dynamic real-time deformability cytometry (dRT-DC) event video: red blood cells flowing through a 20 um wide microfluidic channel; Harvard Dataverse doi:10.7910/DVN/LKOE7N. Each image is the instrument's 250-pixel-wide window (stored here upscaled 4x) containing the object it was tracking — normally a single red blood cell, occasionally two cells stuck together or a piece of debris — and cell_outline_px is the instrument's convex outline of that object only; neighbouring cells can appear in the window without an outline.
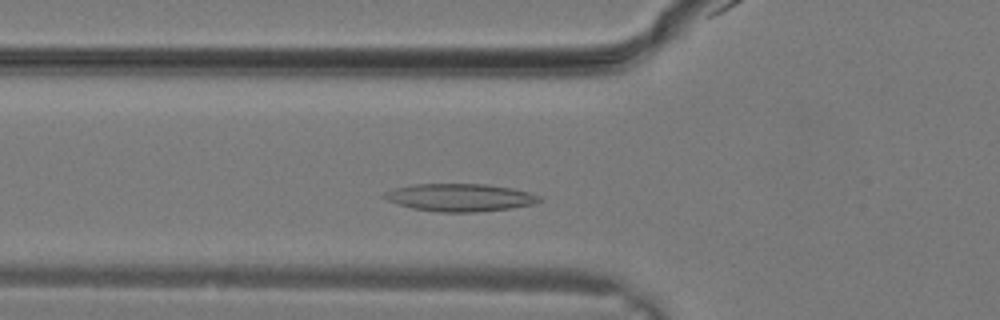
{"species": "common noctule bat (a hibernating species)", "species_latin": "Nyctalus noctula", "temperature_condition": "warm", "stored_images_in_passage": 21, "camera_frame_rate_fps": 3000, "um_per_image_px": 0.085, "animal": {"sex": "male", "body_mass_g": 19.2, "forearm_length_mm": 51.8}, "frame": {"image": 1, "passage_image": 2, "time_ms": 0.333, "image_size_px": [1000, 320], "cell_outline_px": [[544, 200], [532, 204], [508, 208], [476, 212], [440, 212], [412, 208], [396, 204], [380, 196], [384, 192], [396, 188], [416, 184], [484, 184], [512, 188], [528, 192], [540, 196]], "centroid_in_image_um": [39.07, 16.78], "position_along_channel_um": 86.7, "area_um2": 24.85}}
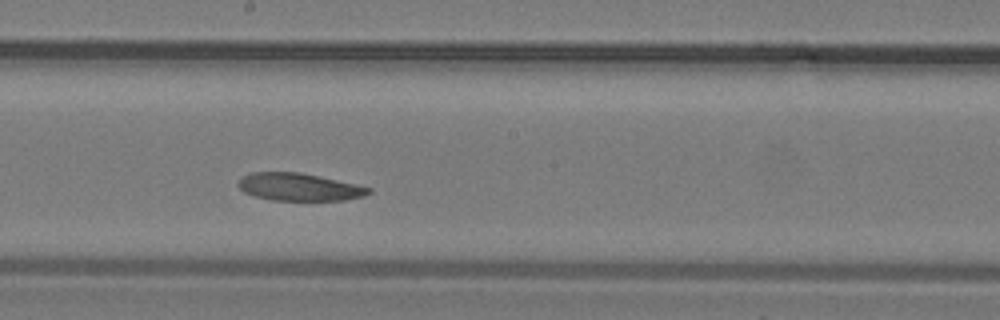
{"frame": {"image": 2, "passage_image": 8, "time_ms": 2.333, "image_size_px": [1000, 320], "cell_outline_px": [[372, 192], [364, 196], [344, 200], [272, 200], [256, 196], [244, 192], [236, 184], [240, 176], [252, 172], [296, 172], [356, 184], [372, 188]], "centroid_in_image_um": [25.39, 15.89], "position_along_channel_um": 222.8, "area_um2": 20.81}}
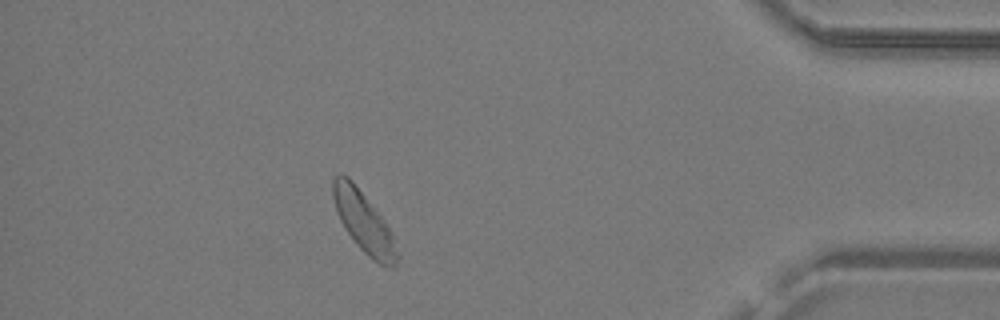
{"frame": {"image": 3, "passage_image": 18, "time_ms": 5.667, "image_size_px": [1000, 320], "cell_outline_px": [[400, 256], [396, 268], [388, 268], [372, 260], [356, 244], [344, 228], [340, 220], [332, 196], [332, 180], [340, 172], [348, 176], [352, 180], [384, 220], [392, 236]], "centroid_in_image_um": [30.92, 18.91], "position_along_channel_um": 404.3, "area_um2": 22.66}}